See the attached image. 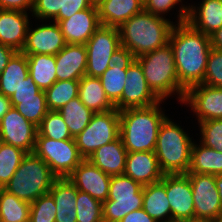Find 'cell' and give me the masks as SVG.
Returning <instances> with one entry per match:
<instances>
[{"instance_id":"cell-1","label":"cell","mask_w":222,"mask_h":222,"mask_svg":"<svg viewBox=\"0 0 222 222\" xmlns=\"http://www.w3.org/2000/svg\"><path fill=\"white\" fill-rule=\"evenodd\" d=\"M176 25L171 30L169 44L173 49L179 84L187 91L202 84L212 46L210 36L195 30L188 22Z\"/></svg>"},{"instance_id":"cell-2","label":"cell","mask_w":222,"mask_h":222,"mask_svg":"<svg viewBox=\"0 0 222 222\" xmlns=\"http://www.w3.org/2000/svg\"><path fill=\"white\" fill-rule=\"evenodd\" d=\"M174 22L142 10L119 28L121 46L137 58L169 43Z\"/></svg>"},{"instance_id":"cell-3","label":"cell","mask_w":222,"mask_h":222,"mask_svg":"<svg viewBox=\"0 0 222 222\" xmlns=\"http://www.w3.org/2000/svg\"><path fill=\"white\" fill-rule=\"evenodd\" d=\"M160 103L119 111L120 137L127 152H154L159 127L166 118Z\"/></svg>"},{"instance_id":"cell-4","label":"cell","mask_w":222,"mask_h":222,"mask_svg":"<svg viewBox=\"0 0 222 222\" xmlns=\"http://www.w3.org/2000/svg\"><path fill=\"white\" fill-rule=\"evenodd\" d=\"M135 60L141 65L147 84L161 100L177 94L178 100L183 102L186 91L179 84L174 53L169 43Z\"/></svg>"},{"instance_id":"cell-5","label":"cell","mask_w":222,"mask_h":222,"mask_svg":"<svg viewBox=\"0 0 222 222\" xmlns=\"http://www.w3.org/2000/svg\"><path fill=\"white\" fill-rule=\"evenodd\" d=\"M193 142L183 128L166 117L158 131L156 154L164 174H186L190 167Z\"/></svg>"},{"instance_id":"cell-6","label":"cell","mask_w":222,"mask_h":222,"mask_svg":"<svg viewBox=\"0 0 222 222\" xmlns=\"http://www.w3.org/2000/svg\"><path fill=\"white\" fill-rule=\"evenodd\" d=\"M56 178L42 158L34 153H27L3 189L32 203L41 195L49 193Z\"/></svg>"},{"instance_id":"cell-7","label":"cell","mask_w":222,"mask_h":222,"mask_svg":"<svg viewBox=\"0 0 222 222\" xmlns=\"http://www.w3.org/2000/svg\"><path fill=\"white\" fill-rule=\"evenodd\" d=\"M143 208V186L124 174L111 176L108 199L102 204L103 222H119Z\"/></svg>"},{"instance_id":"cell-8","label":"cell","mask_w":222,"mask_h":222,"mask_svg":"<svg viewBox=\"0 0 222 222\" xmlns=\"http://www.w3.org/2000/svg\"><path fill=\"white\" fill-rule=\"evenodd\" d=\"M120 137V116L115 108L97 112L85 129L74 139L80 155L88 159L98 148Z\"/></svg>"},{"instance_id":"cell-9","label":"cell","mask_w":222,"mask_h":222,"mask_svg":"<svg viewBox=\"0 0 222 222\" xmlns=\"http://www.w3.org/2000/svg\"><path fill=\"white\" fill-rule=\"evenodd\" d=\"M33 153L48 164L57 178L68 177L84 160L74 138L59 141L36 136Z\"/></svg>"},{"instance_id":"cell-10","label":"cell","mask_w":222,"mask_h":222,"mask_svg":"<svg viewBox=\"0 0 222 222\" xmlns=\"http://www.w3.org/2000/svg\"><path fill=\"white\" fill-rule=\"evenodd\" d=\"M85 46L88 58L85 75L99 78L111 66L112 54L121 47L118 28L100 25Z\"/></svg>"},{"instance_id":"cell-11","label":"cell","mask_w":222,"mask_h":222,"mask_svg":"<svg viewBox=\"0 0 222 222\" xmlns=\"http://www.w3.org/2000/svg\"><path fill=\"white\" fill-rule=\"evenodd\" d=\"M190 179L193 203L194 221L212 222L222 215V204L215 184V175L186 173Z\"/></svg>"},{"instance_id":"cell-12","label":"cell","mask_w":222,"mask_h":222,"mask_svg":"<svg viewBox=\"0 0 222 222\" xmlns=\"http://www.w3.org/2000/svg\"><path fill=\"white\" fill-rule=\"evenodd\" d=\"M125 82L122 96L114 105L118 111L163 102L147 84L141 65L136 60L127 68Z\"/></svg>"},{"instance_id":"cell-13","label":"cell","mask_w":222,"mask_h":222,"mask_svg":"<svg viewBox=\"0 0 222 222\" xmlns=\"http://www.w3.org/2000/svg\"><path fill=\"white\" fill-rule=\"evenodd\" d=\"M0 135L3 143L18 147L26 153H33L37 126L12 107L0 121Z\"/></svg>"},{"instance_id":"cell-14","label":"cell","mask_w":222,"mask_h":222,"mask_svg":"<svg viewBox=\"0 0 222 222\" xmlns=\"http://www.w3.org/2000/svg\"><path fill=\"white\" fill-rule=\"evenodd\" d=\"M166 195L172 220L194 221V203L191 182L187 174H166Z\"/></svg>"},{"instance_id":"cell-15","label":"cell","mask_w":222,"mask_h":222,"mask_svg":"<svg viewBox=\"0 0 222 222\" xmlns=\"http://www.w3.org/2000/svg\"><path fill=\"white\" fill-rule=\"evenodd\" d=\"M196 6L181 4L178 22H188L195 30L210 36L222 27V0H202Z\"/></svg>"},{"instance_id":"cell-16","label":"cell","mask_w":222,"mask_h":222,"mask_svg":"<svg viewBox=\"0 0 222 222\" xmlns=\"http://www.w3.org/2000/svg\"><path fill=\"white\" fill-rule=\"evenodd\" d=\"M197 115L198 122L222 119V88L198 84L189 88L183 99Z\"/></svg>"},{"instance_id":"cell-17","label":"cell","mask_w":222,"mask_h":222,"mask_svg":"<svg viewBox=\"0 0 222 222\" xmlns=\"http://www.w3.org/2000/svg\"><path fill=\"white\" fill-rule=\"evenodd\" d=\"M78 191L88 193L102 203L108 199L111 176L84 159L68 176Z\"/></svg>"},{"instance_id":"cell-18","label":"cell","mask_w":222,"mask_h":222,"mask_svg":"<svg viewBox=\"0 0 222 222\" xmlns=\"http://www.w3.org/2000/svg\"><path fill=\"white\" fill-rule=\"evenodd\" d=\"M65 45L61 28L58 23L54 22L42 24L35 29L28 27L26 42L21 52L26 55H56Z\"/></svg>"},{"instance_id":"cell-19","label":"cell","mask_w":222,"mask_h":222,"mask_svg":"<svg viewBox=\"0 0 222 222\" xmlns=\"http://www.w3.org/2000/svg\"><path fill=\"white\" fill-rule=\"evenodd\" d=\"M135 59L132 52L121 46L112 54L110 60L111 66L99 77L105 94L113 105H115L122 96L126 83L127 68Z\"/></svg>"},{"instance_id":"cell-20","label":"cell","mask_w":222,"mask_h":222,"mask_svg":"<svg viewBox=\"0 0 222 222\" xmlns=\"http://www.w3.org/2000/svg\"><path fill=\"white\" fill-rule=\"evenodd\" d=\"M66 44H86L100 27L96 4L59 23Z\"/></svg>"},{"instance_id":"cell-21","label":"cell","mask_w":222,"mask_h":222,"mask_svg":"<svg viewBox=\"0 0 222 222\" xmlns=\"http://www.w3.org/2000/svg\"><path fill=\"white\" fill-rule=\"evenodd\" d=\"M123 174L142 186L161 181L164 176L156 154L151 151L128 152Z\"/></svg>"},{"instance_id":"cell-22","label":"cell","mask_w":222,"mask_h":222,"mask_svg":"<svg viewBox=\"0 0 222 222\" xmlns=\"http://www.w3.org/2000/svg\"><path fill=\"white\" fill-rule=\"evenodd\" d=\"M30 26L28 14L18 10L0 9V43L21 52Z\"/></svg>"},{"instance_id":"cell-23","label":"cell","mask_w":222,"mask_h":222,"mask_svg":"<svg viewBox=\"0 0 222 222\" xmlns=\"http://www.w3.org/2000/svg\"><path fill=\"white\" fill-rule=\"evenodd\" d=\"M57 81L80 80L87 68V49L85 44H66L55 55Z\"/></svg>"},{"instance_id":"cell-24","label":"cell","mask_w":222,"mask_h":222,"mask_svg":"<svg viewBox=\"0 0 222 222\" xmlns=\"http://www.w3.org/2000/svg\"><path fill=\"white\" fill-rule=\"evenodd\" d=\"M100 24L119 28L144 9L142 0H100L96 3Z\"/></svg>"},{"instance_id":"cell-25","label":"cell","mask_w":222,"mask_h":222,"mask_svg":"<svg viewBox=\"0 0 222 222\" xmlns=\"http://www.w3.org/2000/svg\"><path fill=\"white\" fill-rule=\"evenodd\" d=\"M127 153L122 138L119 137L98 148L88 160L110 176L121 175L125 170Z\"/></svg>"},{"instance_id":"cell-26","label":"cell","mask_w":222,"mask_h":222,"mask_svg":"<svg viewBox=\"0 0 222 222\" xmlns=\"http://www.w3.org/2000/svg\"><path fill=\"white\" fill-rule=\"evenodd\" d=\"M143 209L157 222L172 221L171 207L166 195V174L161 181L143 186Z\"/></svg>"},{"instance_id":"cell-27","label":"cell","mask_w":222,"mask_h":222,"mask_svg":"<svg viewBox=\"0 0 222 222\" xmlns=\"http://www.w3.org/2000/svg\"><path fill=\"white\" fill-rule=\"evenodd\" d=\"M78 97L94 113L115 109L105 94L100 78L97 77L85 75L79 80Z\"/></svg>"},{"instance_id":"cell-28","label":"cell","mask_w":222,"mask_h":222,"mask_svg":"<svg viewBox=\"0 0 222 222\" xmlns=\"http://www.w3.org/2000/svg\"><path fill=\"white\" fill-rule=\"evenodd\" d=\"M28 75L26 54L16 52L0 74V93L10 98Z\"/></svg>"},{"instance_id":"cell-29","label":"cell","mask_w":222,"mask_h":222,"mask_svg":"<svg viewBox=\"0 0 222 222\" xmlns=\"http://www.w3.org/2000/svg\"><path fill=\"white\" fill-rule=\"evenodd\" d=\"M187 173L199 174H222V152H218L210 147L195 144L193 141L191 151V162Z\"/></svg>"},{"instance_id":"cell-30","label":"cell","mask_w":222,"mask_h":222,"mask_svg":"<svg viewBox=\"0 0 222 222\" xmlns=\"http://www.w3.org/2000/svg\"><path fill=\"white\" fill-rule=\"evenodd\" d=\"M26 56L29 75L33 81L43 91L50 88L57 81L55 55L34 54Z\"/></svg>"},{"instance_id":"cell-31","label":"cell","mask_w":222,"mask_h":222,"mask_svg":"<svg viewBox=\"0 0 222 222\" xmlns=\"http://www.w3.org/2000/svg\"><path fill=\"white\" fill-rule=\"evenodd\" d=\"M58 112L68 126L73 138L85 129L94 114L92 110L81 102L79 97L71 99L66 105L62 106Z\"/></svg>"},{"instance_id":"cell-32","label":"cell","mask_w":222,"mask_h":222,"mask_svg":"<svg viewBox=\"0 0 222 222\" xmlns=\"http://www.w3.org/2000/svg\"><path fill=\"white\" fill-rule=\"evenodd\" d=\"M30 203L0 188V222H29Z\"/></svg>"},{"instance_id":"cell-33","label":"cell","mask_w":222,"mask_h":222,"mask_svg":"<svg viewBox=\"0 0 222 222\" xmlns=\"http://www.w3.org/2000/svg\"><path fill=\"white\" fill-rule=\"evenodd\" d=\"M44 92L48 110L58 111L71 99L78 97L79 80L56 81Z\"/></svg>"},{"instance_id":"cell-34","label":"cell","mask_w":222,"mask_h":222,"mask_svg":"<svg viewBox=\"0 0 222 222\" xmlns=\"http://www.w3.org/2000/svg\"><path fill=\"white\" fill-rule=\"evenodd\" d=\"M27 153L22 149L3 143L0 147V188H3L16 172Z\"/></svg>"},{"instance_id":"cell-35","label":"cell","mask_w":222,"mask_h":222,"mask_svg":"<svg viewBox=\"0 0 222 222\" xmlns=\"http://www.w3.org/2000/svg\"><path fill=\"white\" fill-rule=\"evenodd\" d=\"M53 140L73 139L68 126L58 111L49 110L42 122L37 126V135Z\"/></svg>"},{"instance_id":"cell-36","label":"cell","mask_w":222,"mask_h":222,"mask_svg":"<svg viewBox=\"0 0 222 222\" xmlns=\"http://www.w3.org/2000/svg\"><path fill=\"white\" fill-rule=\"evenodd\" d=\"M102 204L88 193L77 190L75 208L77 222H103Z\"/></svg>"},{"instance_id":"cell-37","label":"cell","mask_w":222,"mask_h":222,"mask_svg":"<svg viewBox=\"0 0 222 222\" xmlns=\"http://www.w3.org/2000/svg\"><path fill=\"white\" fill-rule=\"evenodd\" d=\"M49 193L56 208H76L77 188L68 177L56 178Z\"/></svg>"},{"instance_id":"cell-38","label":"cell","mask_w":222,"mask_h":222,"mask_svg":"<svg viewBox=\"0 0 222 222\" xmlns=\"http://www.w3.org/2000/svg\"><path fill=\"white\" fill-rule=\"evenodd\" d=\"M23 117L38 126L48 113L46 98L18 99L14 107Z\"/></svg>"},{"instance_id":"cell-39","label":"cell","mask_w":222,"mask_h":222,"mask_svg":"<svg viewBox=\"0 0 222 222\" xmlns=\"http://www.w3.org/2000/svg\"><path fill=\"white\" fill-rule=\"evenodd\" d=\"M56 205L50 193L30 203V222H55Z\"/></svg>"},{"instance_id":"cell-40","label":"cell","mask_w":222,"mask_h":222,"mask_svg":"<svg viewBox=\"0 0 222 222\" xmlns=\"http://www.w3.org/2000/svg\"><path fill=\"white\" fill-rule=\"evenodd\" d=\"M200 142L218 152H222V119L199 122Z\"/></svg>"},{"instance_id":"cell-41","label":"cell","mask_w":222,"mask_h":222,"mask_svg":"<svg viewBox=\"0 0 222 222\" xmlns=\"http://www.w3.org/2000/svg\"><path fill=\"white\" fill-rule=\"evenodd\" d=\"M211 87L222 88V51L211 48L208 59L207 67L202 82Z\"/></svg>"},{"instance_id":"cell-42","label":"cell","mask_w":222,"mask_h":222,"mask_svg":"<svg viewBox=\"0 0 222 222\" xmlns=\"http://www.w3.org/2000/svg\"><path fill=\"white\" fill-rule=\"evenodd\" d=\"M59 12H63V0H34L32 16L36 19L54 20Z\"/></svg>"},{"instance_id":"cell-43","label":"cell","mask_w":222,"mask_h":222,"mask_svg":"<svg viewBox=\"0 0 222 222\" xmlns=\"http://www.w3.org/2000/svg\"><path fill=\"white\" fill-rule=\"evenodd\" d=\"M28 98H46L45 92L37 86L30 75L23 80L17 91L10 97L12 107L18 104V99Z\"/></svg>"},{"instance_id":"cell-44","label":"cell","mask_w":222,"mask_h":222,"mask_svg":"<svg viewBox=\"0 0 222 222\" xmlns=\"http://www.w3.org/2000/svg\"><path fill=\"white\" fill-rule=\"evenodd\" d=\"M93 4L92 0H63V12H59L58 16L51 22L59 23L61 20L68 19L78 11L85 10Z\"/></svg>"},{"instance_id":"cell-45","label":"cell","mask_w":222,"mask_h":222,"mask_svg":"<svg viewBox=\"0 0 222 222\" xmlns=\"http://www.w3.org/2000/svg\"><path fill=\"white\" fill-rule=\"evenodd\" d=\"M179 2H182V0H145L144 10L163 17L165 13L175 8L174 6Z\"/></svg>"},{"instance_id":"cell-46","label":"cell","mask_w":222,"mask_h":222,"mask_svg":"<svg viewBox=\"0 0 222 222\" xmlns=\"http://www.w3.org/2000/svg\"><path fill=\"white\" fill-rule=\"evenodd\" d=\"M34 0H0V9L3 10H18L26 12L30 10L32 12Z\"/></svg>"},{"instance_id":"cell-47","label":"cell","mask_w":222,"mask_h":222,"mask_svg":"<svg viewBox=\"0 0 222 222\" xmlns=\"http://www.w3.org/2000/svg\"><path fill=\"white\" fill-rule=\"evenodd\" d=\"M119 222H157L143 208L134 210L124 216Z\"/></svg>"},{"instance_id":"cell-48","label":"cell","mask_w":222,"mask_h":222,"mask_svg":"<svg viewBox=\"0 0 222 222\" xmlns=\"http://www.w3.org/2000/svg\"><path fill=\"white\" fill-rule=\"evenodd\" d=\"M74 208H56L55 222H77Z\"/></svg>"},{"instance_id":"cell-49","label":"cell","mask_w":222,"mask_h":222,"mask_svg":"<svg viewBox=\"0 0 222 222\" xmlns=\"http://www.w3.org/2000/svg\"><path fill=\"white\" fill-rule=\"evenodd\" d=\"M15 53L16 51L14 49L0 43V74Z\"/></svg>"},{"instance_id":"cell-50","label":"cell","mask_w":222,"mask_h":222,"mask_svg":"<svg viewBox=\"0 0 222 222\" xmlns=\"http://www.w3.org/2000/svg\"><path fill=\"white\" fill-rule=\"evenodd\" d=\"M211 46L222 51V27L210 35Z\"/></svg>"},{"instance_id":"cell-51","label":"cell","mask_w":222,"mask_h":222,"mask_svg":"<svg viewBox=\"0 0 222 222\" xmlns=\"http://www.w3.org/2000/svg\"><path fill=\"white\" fill-rule=\"evenodd\" d=\"M11 108L10 98L0 93V121Z\"/></svg>"},{"instance_id":"cell-52","label":"cell","mask_w":222,"mask_h":222,"mask_svg":"<svg viewBox=\"0 0 222 222\" xmlns=\"http://www.w3.org/2000/svg\"><path fill=\"white\" fill-rule=\"evenodd\" d=\"M215 184H216L219 196H220V202L222 204V174L215 176Z\"/></svg>"},{"instance_id":"cell-53","label":"cell","mask_w":222,"mask_h":222,"mask_svg":"<svg viewBox=\"0 0 222 222\" xmlns=\"http://www.w3.org/2000/svg\"><path fill=\"white\" fill-rule=\"evenodd\" d=\"M212 222H222V215L218 219H216V220H214Z\"/></svg>"},{"instance_id":"cell-54","label":"cell","mask_w":222,"mask_h":222,"mask_svg":"<svg viewBox=\"0 0 222 222\" xmlns=\"http://www.w3.org/2000/svg\"><path fill=\"white\" fill-rule=\"evenodd\" d=\"M187 222H209V221H200V220H195V221H187Z\"/></svg>"},{"instance_id":"cell-55","label":"cell","mask_w":222,"mask_h":222,"mask_svg":"<svg viewBox=\"0 0 222 222\" xmlns=\"http://www.w3.org/2000/svg\"><path fill=\"white\" fill-rule=\"evenodd\" d=\"M2 144H3V140H2V137L0 135V147H1Z\"/></svg>"},{"instance_id":"cell-56","label":"cell","mask_w":222,"mask_h":222,"mask_svg":"<svg viewBox=\"0 0 222 222\" xmlns=\"http://www.w3.org/2000/svg\"><path fill=\"white\" fill-rule=\"evenodd\" d=\"M94 4H96L97 2H99L100 0H92Z\"/></svg>"}]
</instances>
